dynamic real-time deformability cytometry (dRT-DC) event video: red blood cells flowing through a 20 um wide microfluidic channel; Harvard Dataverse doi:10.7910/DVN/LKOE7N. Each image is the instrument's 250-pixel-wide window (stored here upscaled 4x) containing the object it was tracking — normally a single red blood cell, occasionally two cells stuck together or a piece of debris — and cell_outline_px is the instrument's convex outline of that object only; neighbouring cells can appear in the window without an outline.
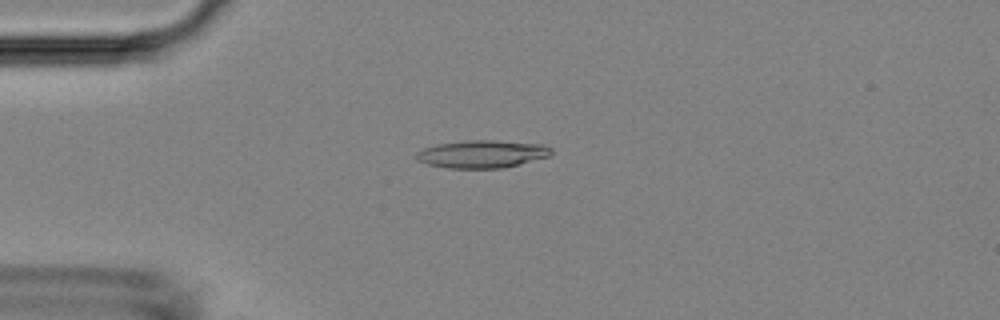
{"species": "Egyptian fruit bat (a non-hibernating species)", "species_latin": "Rousettus aegyptiacus", "temperature_condition": "room temperature", "stored_images_in_passage": 52, "camera_frame_rate_fps": 3000, "um_per_image_px": 0.085, "animal": {"sex": "female"}, "frame": {"image": 1, "passage_image": 13, "time_ms": 4.0, "image_size_px": [1000, 320], "cell_outline_px": [[552, 152], [548, 156], [520, 164], [504, 168], [444, 168], [428, 164], [416, 160], [416, 152], [424, 148], [436, 144], [468, 140], [496, 140], [544, 144], [552, 148]], "centroid_in_image_um": [40.97, 13.09], "position_along_channel_um": 44.0, "area_um2": 21.91}}
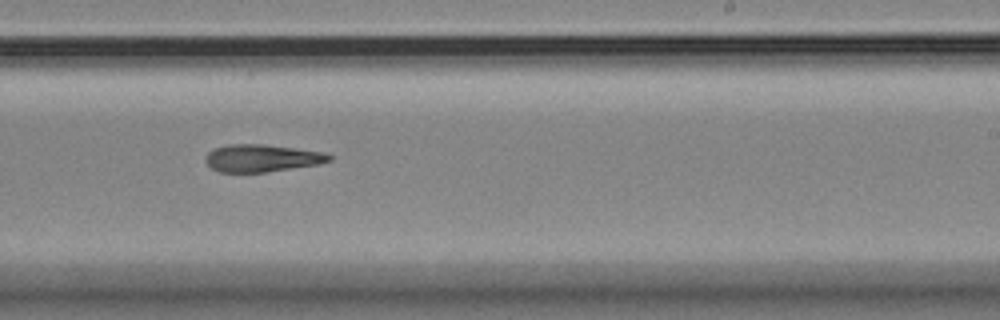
{"frame": {"image": 2, "passage_image": 32, "time_ms": 10.333, "image_size_px": [1000, 320], "cell_outline_px": [[332, 160], [320, 164], [268, 172], [220, 172], [212, 168], [204, 160], [208, 152], [216, 148], [228, 144], [264, 144], [328, 152], [332, 156]], "centroid_in_image_um": [22.32, 13.44], "position_along_channel_um": 266.7, "area_um2": 19.94}}
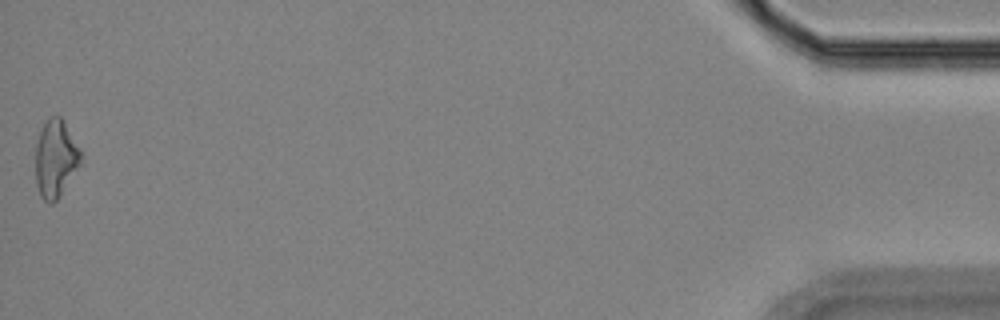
{"frame": {"image": 3, "passage_image": 52, "time_ms": 17.0, "image_size_px": [1000, 320], "cell_outline_px": [[80, 164], [60, 196], [52, 204], [44, 200], [40, 196], [36, 184], [36, 144], [40, 132], [48, 116], [60, 116], [80, 148]], "centroid_in_image_um": [4.71, 13.49], "position_along_channel_um": 430.5, "area_um2": 20.17}}